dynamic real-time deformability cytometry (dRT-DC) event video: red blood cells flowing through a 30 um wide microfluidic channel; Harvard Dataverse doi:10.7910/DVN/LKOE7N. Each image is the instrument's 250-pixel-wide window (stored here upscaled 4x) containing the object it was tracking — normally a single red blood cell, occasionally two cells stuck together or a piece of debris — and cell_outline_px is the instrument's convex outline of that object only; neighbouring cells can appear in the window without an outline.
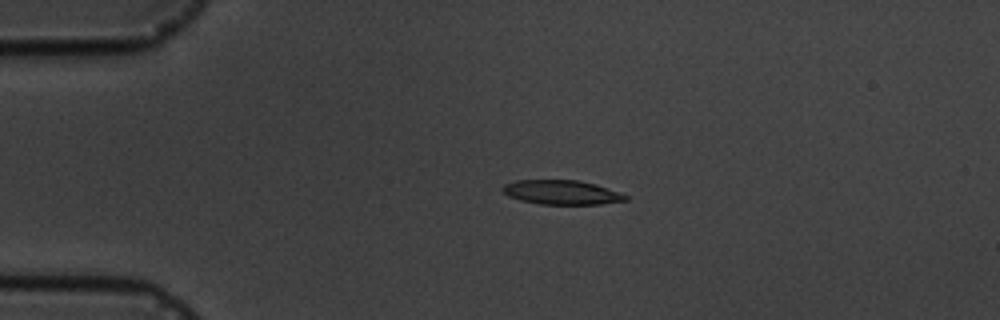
{"species": "common noctule bat (a hibernating species)", "species_latin": "Nyctalus noctula", "temperature_condition": "cold", "stored_images_in_passage": 5, "camera_frame_rate_fps": 3000, "um_per_image_px": 0.085, "animal": {"sex": "male", "body_mass_g": 19.5, "forearm_length_mm": 54.6}, "frame": {"image": 1, "passage_image": 4, "time_ms": 3.667, "image_size_px": [1000, 320], "cell_outline_px": [[628, 200], [600, 204], [540, 204], [520, 200], [508, 196], [500, 188], [504, 184], [516, 180], [576, 180], [596, 184], [628, 196]], "centroid_in_image_um": [47.7, 16.35], "position_along_channel_um": 37.3, "area_um2": 17.34}}